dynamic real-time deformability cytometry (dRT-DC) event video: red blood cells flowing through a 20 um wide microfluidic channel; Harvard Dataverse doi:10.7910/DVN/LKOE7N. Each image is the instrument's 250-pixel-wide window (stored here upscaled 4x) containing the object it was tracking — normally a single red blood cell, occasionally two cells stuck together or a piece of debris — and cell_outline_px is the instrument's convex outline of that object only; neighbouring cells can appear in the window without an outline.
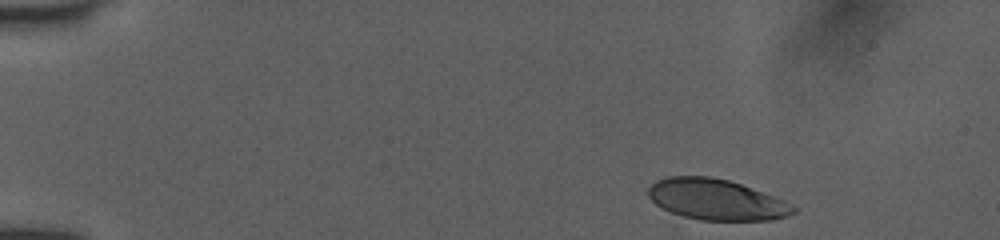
{"species": "human", "species_latin": "Homo sapiens", "temperature_condition": "room temperature", "stored_images_in_passage": 8, "camera_frame_rate_fps": 3000, "um_per_image_px": 0.085, "donor": {"sex": "female"}, "frame": {"image": 1, "passage_image": 1, "time_ms": 0.0, "image_size_px": [1000, 240], "cell_outline_px": [[796, 212], [788, 216], [772, 220], [700, 220], [684, 216], [672, 212], [656, 204], [648, 196], [648, 188], [656, 180], [664, 176], [708, 176], [728, 180], [740, 184], [784, 200], [792, 204], [796, 208]], "centroid_in_image_um": [60.89, 16.96], "position_along_channel_um": 24.1, "area_um2": 34.33}}
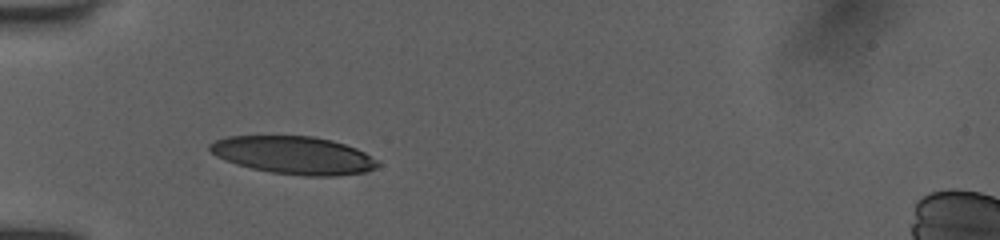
{"frame": {"image": 2, "passage_image": 5, "time_ms": 3.333, "image_size_px": [1000, 240], "cell_outline_px": [[380, 164], [376, 168], [368, 172], [336, 176], [304, 176], [272, 172], [252, 168], [236, 164], [224, 160], [216, 156], [208, 148], [208, 144], [216, 140], [228, 136], [312, 136], [332, 140], [356, 148], [364, 152], [376, 160]], "centroid_in_image_um": [24.97, 13.19], "position_along_channel_um": 60.0, "area_um2": 36.99}}
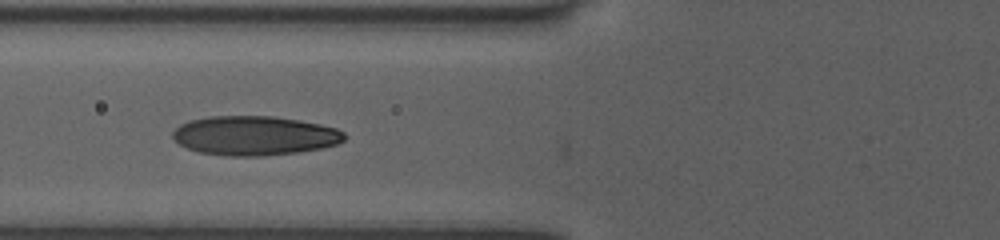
{"frame": {"image": 3, "passage_image": 7, "time_ms": 4.667, "image_size_px": [1000, 240], "cell_outline_px": [[348, 136], [344, 140], [336, 144], [320, 148], [300, 152], [260, 156], [228, 156], [200, 152], [188, 148], [172, 140], [172, 132], [180, 124], [188, 120], [208, 116], [272, 116], [320, 124], [336, 128], [344, 132]], "centroid_in_image_um": [21.61, 11.53], "position_along_channel_um": 104.2, "area_um2": 39.42}}